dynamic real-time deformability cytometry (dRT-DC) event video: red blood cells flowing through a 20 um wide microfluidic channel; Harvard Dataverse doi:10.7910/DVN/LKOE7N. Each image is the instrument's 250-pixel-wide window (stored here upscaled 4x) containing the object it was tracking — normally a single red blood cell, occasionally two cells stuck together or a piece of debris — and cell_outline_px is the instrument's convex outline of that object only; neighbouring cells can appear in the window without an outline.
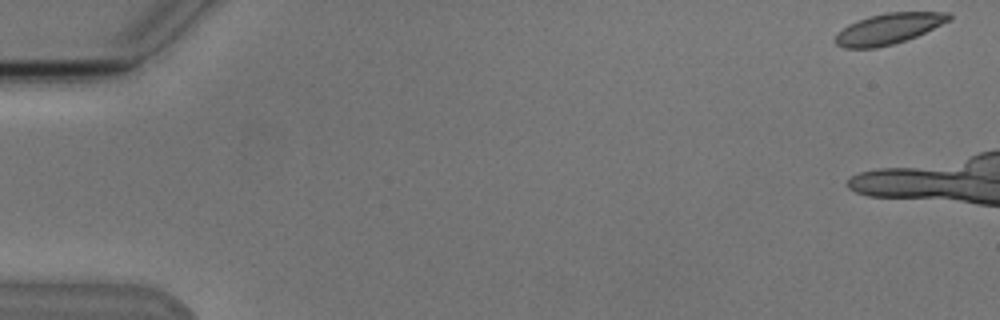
{"species": "Egyptian fruit bat (a non-hibernating species)", "species_latin": "Rousettus aegyptiacus", "temperature_condition": "cold", "stored_images_in_passage": 6, "camera_frame_rate_fps": 3000, "um_per_image_px": 0.085, "animal": {"sex": "male"}, "frame": {"image": 1, "passage_image": 1, "time_ms": 0.0, "image_size_px": [1000, 320], "cell_outline_px": [[952, 16], [948, 20], [916, 36], [892, 44], [876, 48], [844, 48], [836, 44], [836, 32], [848, 24], [856, 20], [888, 12], [948, 12]], "centroid_in_image_um": [75.47, 2.44], "position_along_channel_um": 9.5, "area_um2": 20.0}}